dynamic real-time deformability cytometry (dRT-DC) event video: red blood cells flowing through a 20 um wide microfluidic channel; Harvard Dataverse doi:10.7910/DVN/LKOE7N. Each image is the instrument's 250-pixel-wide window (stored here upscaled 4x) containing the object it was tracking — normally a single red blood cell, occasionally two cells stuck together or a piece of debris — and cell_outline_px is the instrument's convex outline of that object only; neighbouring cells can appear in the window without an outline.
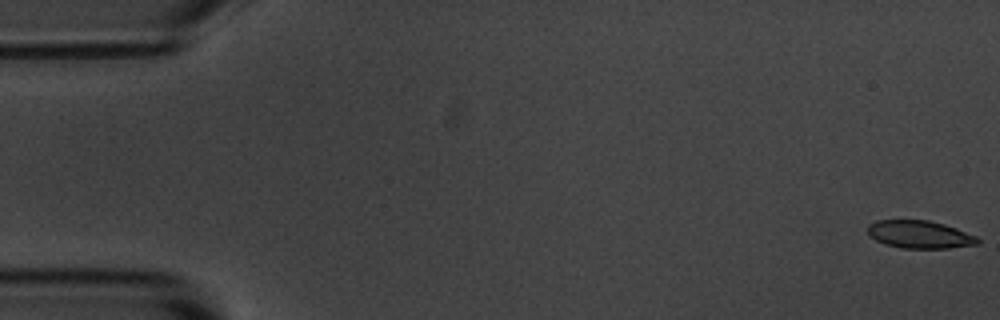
{"species": "common noctule bat (a hibernating species)", "species_latin": "Nyctalus noctula", "temperature_condition": "room temperature", "stored_images_in_passage": 7, "camera_frame_rate_fps": 3000, "um_per_image_px": 0.085, "animal": {"sex": "male", "body_mass_g": 20.1, "forearm_length_mm": 53.5}, "frame": {"image": 1, "passage_image": 1, "time_ms": 0.0, "image_size_px": [1000, 320], "cell_outline_px": [[980, 244], [948, 248], [900, 248], [884, 244], [868, 236], [868, 224], [876, 220], [928, 220], [944, 224], [956, 228], [976, 236], [980, 240]], "centroid_in_image_um": [78.15, 19.93], "position_along_channel_um": 6.8, "area_um2": 17.92}}